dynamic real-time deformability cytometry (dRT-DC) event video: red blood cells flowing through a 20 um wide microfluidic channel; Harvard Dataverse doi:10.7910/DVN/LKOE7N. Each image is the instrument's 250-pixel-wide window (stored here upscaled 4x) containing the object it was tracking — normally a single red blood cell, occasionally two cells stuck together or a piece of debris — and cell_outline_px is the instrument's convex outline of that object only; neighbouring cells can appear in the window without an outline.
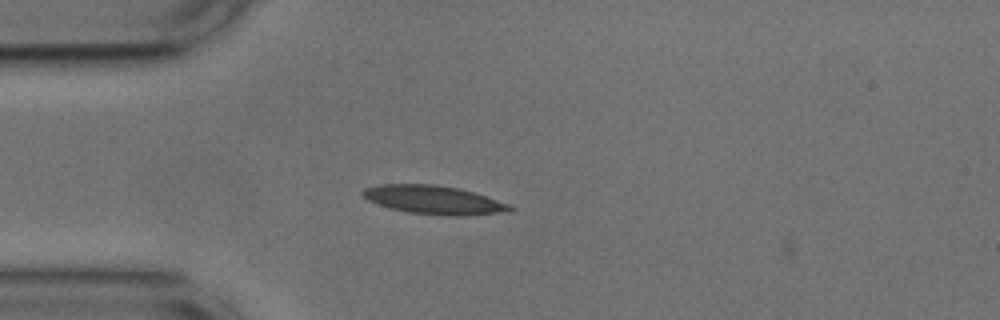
{"species": "common noctule bat (a hibernating species)", "species_latin": "Nyctalus noctula", "temperature_condition": "cold", "stored_images_in_passage": 48, "camera_frame_rate_fps": 3000, "um_per_image_px": 0.085, "animal": {"sex": "male", "body_mass_g": 17.9, "forearm_length_mm": 54.2}, "frame": {"image": 1, "passage_image": 8, "time_ms": 2.333, "image_size_px": [1000, 320], "cell_outline_px": [[516, 208], [512, 212], [460, 216], [448, 216], [408, 212], [392, 208], [368, 200], [360, 192], [364, 188], [380, 184], [432, 184], [456, 188], [472, 192], [508, 204]], "centroid_in_image_um": [36.89, 17.0], "position_along_channel_um": 48.1, "area_um2": 24.28}}
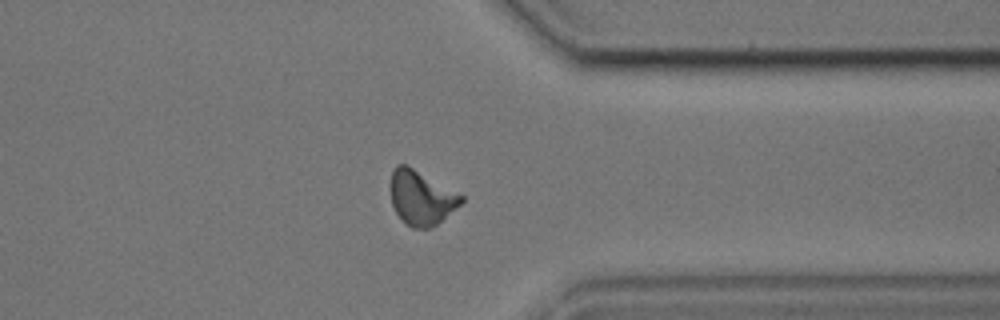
{"frame": {"image": 2, "passage_image": 36, "time_ms": 11.667, "image_size_px": [1000, 320], "cell_outline_px": [[464, 200], [460, 204], [436, 224], [428, 228], [412, 228], [396, 212], [392, 204], [392, 172], [396, 164], [408, 164], [464, 196]], "centroid_in_image_um": [35.82, 16.77], "position_along_channel_um": 375.6, "area_um2": 21.91}}
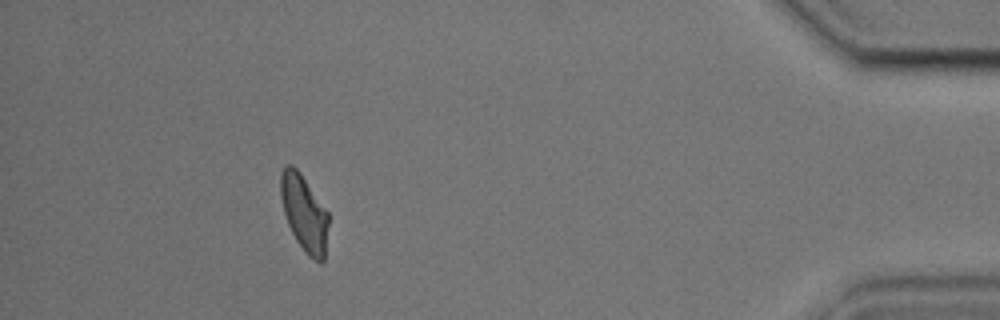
{"frame": {"image": 3, "passage_image": 43, "time_ms": 14.0, "image_size_px": [1000, 320], "cell_outline_px": [[328, 224], [324, 260], [320, 264], [308, 256], [296, 240], [288, 224], [284, 212], [280, 196], [280, 172], [288, 164], [292, 164], [300, 172], [328, 212]], "centroid_in_image_um": [25.85, 18.11], "position_along_channel_um": 409.4, "area_um2": 21.21}, "authors_computed_cell_mechanics": {"area_um2": 21.9062, "velocity_mm_per_s": 3.6847, "shape_relaxation_time_tau1_ms": 5.5468, "shape_relaxation_time_tau2_ms": 2.9021, "deformation_change_tau1": 0.1479, "deformation_change_tau2": 0.0984}}